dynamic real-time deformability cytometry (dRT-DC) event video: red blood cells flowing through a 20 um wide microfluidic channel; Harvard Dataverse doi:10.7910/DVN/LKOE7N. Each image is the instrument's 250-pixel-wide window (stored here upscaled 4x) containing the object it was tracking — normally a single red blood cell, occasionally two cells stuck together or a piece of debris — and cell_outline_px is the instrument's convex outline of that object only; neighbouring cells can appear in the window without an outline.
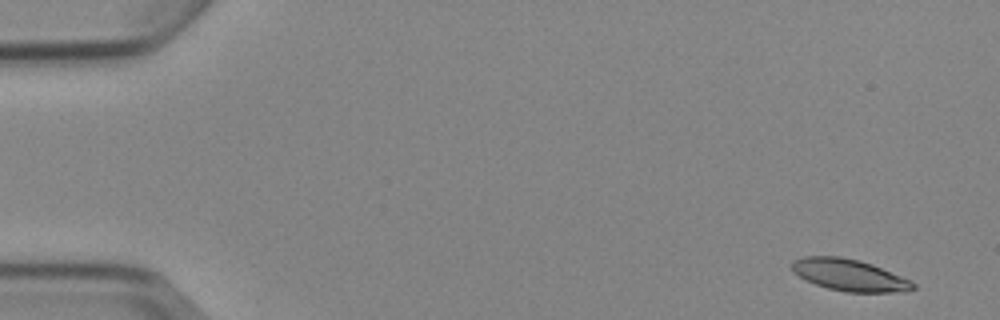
{"species": "Egyptian fruit bat (a non-hibernating species)", "species_latin": "Rousettus aegyptiacus", "temperature_condition": "cold", "stored_images_in_passage": 4, "camera_frame_rate_fps": 3000, "um_per_image_px": 0.085, "animal": {"sex": "female"}, "frame": {"image": 1, "passage_image": 1, "time_ms": 0.0, "image_size_px": [1000, 320], "cell_outline_px": [[916, 288], [904, 292], [844, 292], [828, 288], [804, 280], [792, 272], [792, 260], [804, 256], [840, 256], [860, 260], [872, 264], [900, 276], [916, 284]], "centroid_in_image_um": [72.15, 23.37], "position_along_channel_um": 12.8, "area_um2": 22.48}}
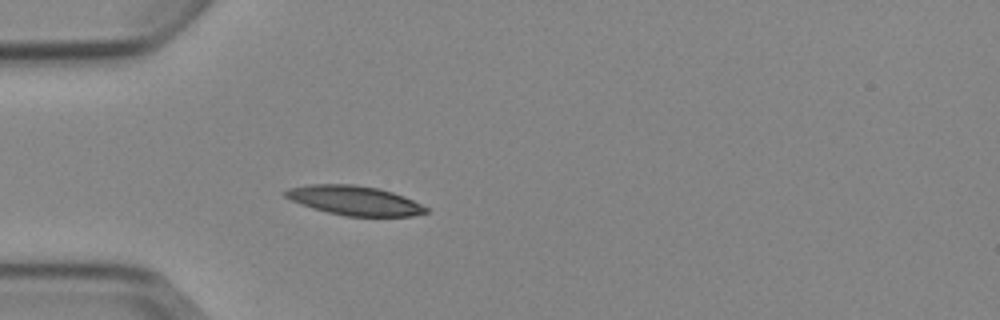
{"frame": {"image": 2, "passage_image": 4, "time_ms": 4.333, "image_size_px": [1000, 320], "cell_outline_px": [[428, 212], [412, 216], [344, 216], [312, 208], [300, 204], [284, 196], [280, 192], [288, 188], [308, 184], [352, 184], [380, 188], [404, 196], [428, 208]], "centroid_in_image_um": [30.08, 17.03], "position_along_channel_um": 54.9, "area_um2": 24.16}}